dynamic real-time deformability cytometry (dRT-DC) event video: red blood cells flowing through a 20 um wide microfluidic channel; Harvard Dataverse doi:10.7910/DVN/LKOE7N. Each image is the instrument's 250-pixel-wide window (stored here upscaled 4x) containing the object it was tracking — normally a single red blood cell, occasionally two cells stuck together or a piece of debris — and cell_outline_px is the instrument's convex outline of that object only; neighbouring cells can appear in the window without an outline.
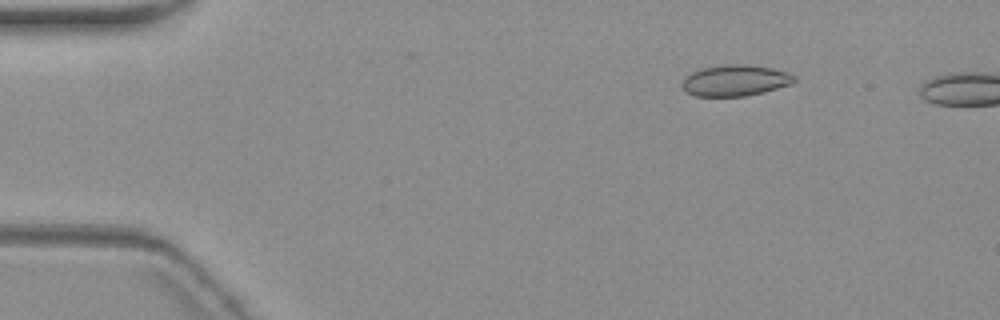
{"species": "common noctule bat (a hibernating species)", "species_latin": "Nyctalus noctula", "temperature_condition": "warm", "stored_images_in_passage": 6, "camera_frame_rate_fps": 3000, "um_per_image_px": 0.085, "animal": {"sex": "female", "body_mass_g": 19.3, "forearm_length_mm": 54.1}, "frame": {"image": 1, "passage_image": 2, "time_ms": 1.0, "image_size_px": [1000, 320], "cell_outline_px": [[796, 80], [792, 84], [764, 92], [744, 96], [696, 96], [688, 92], [680, 84], [692, 72], [700, 68], [724, 64], [744, 64], [772, 68], [796, 76]], "centroid_in_image_um": [62.51, 6.83], "position_along_channel_um": 22.5, "area_um2": 20.23}}
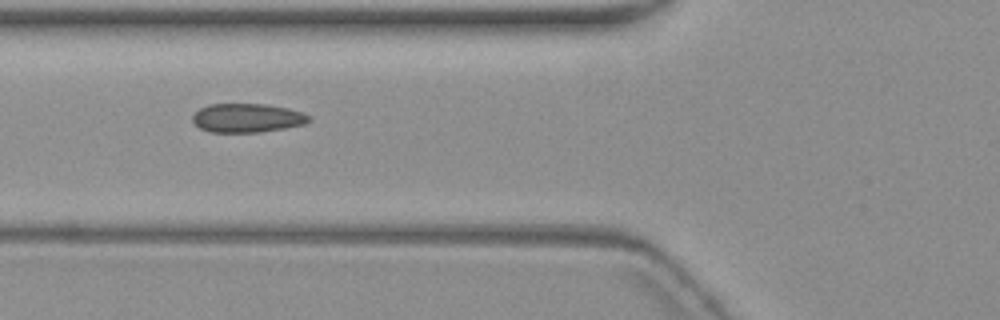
{"frame": {"image": 2, "passage_image": 5, "time_ms": 5.667, "image_size_px": [1000, 320], "cell_outline_px": [[312, 120], [304, 124], [284, 128], [260, 132], [212, 132], [200, 128], [192, 120], [192, 116], [200, 108], [208, 104], [264, 104], [288, 108], [312, 116]], "centroid_in_image_um": [21.02, 10.02], "position_along_channel_um": 104.8, "area_um2": 19.54}}
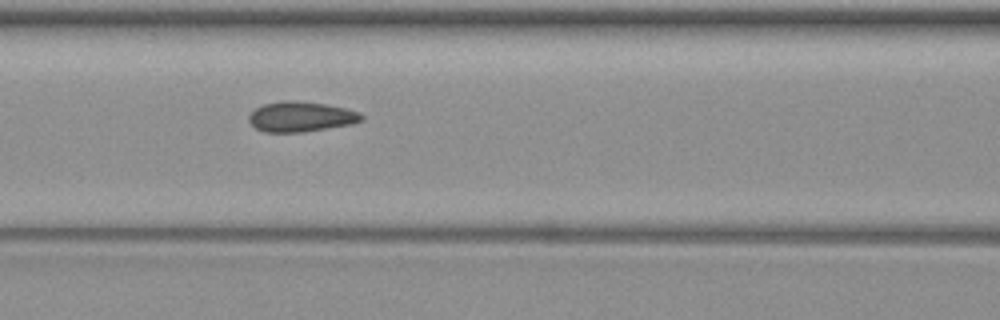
{"frame": {"image": 3, "passage_image": 6, "time_ms": 6.667, "image_size_px": [1000, 320], "cell_outline_px": [[364, 120], [352, 124], [304, 132], [264, 132], [256, 128], [248, 120], [248, 116], [256, 108], [264, 104], [284, 100], [328, 104], [360, 112], [364, 116]], "centroid_in_image_um": [25.6, 9.92], "position_along_channel_um": 141.0, "area_um2": 19.77}}